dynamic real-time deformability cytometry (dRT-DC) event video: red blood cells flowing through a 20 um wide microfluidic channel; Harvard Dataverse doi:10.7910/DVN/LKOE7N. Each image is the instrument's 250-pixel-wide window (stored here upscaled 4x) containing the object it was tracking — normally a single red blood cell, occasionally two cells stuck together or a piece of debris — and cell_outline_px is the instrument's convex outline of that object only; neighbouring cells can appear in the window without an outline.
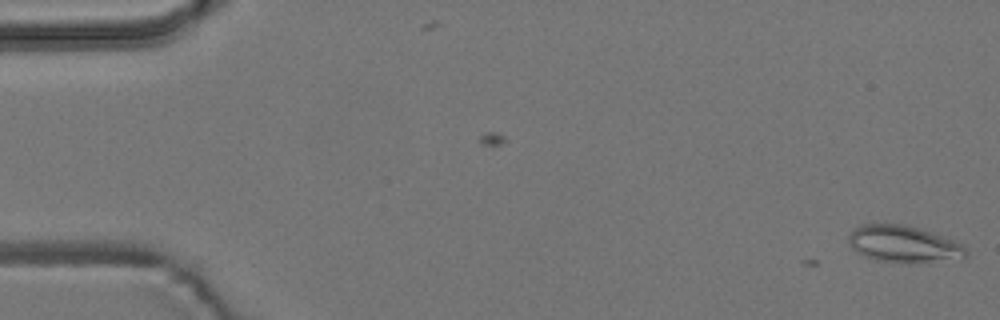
{"species": "common noctule bat (a hibernating species)", "species_latin": "Nyctalus noctula", "temperature_condition": "room temperature", "stored_images_in_passage": 2, "camera_frame_rate_fps": 3000, "um_per_image_px": 0.085, "animal": {"sex": "male", "body_mass_g": 19.2, "forearm_length_mm": 51.8}, "frame": {"image": 1, "passage_image": 2, "time_ms": 0.333, "image_size_px": [1000, 320], "cell_outline_px": [[968, 256], [964, 260], [876, 260], [864, 256], [852, 248], [848, 240], [848, 236], [856, 228], [864, 224], [904, 224], [964, 244], [968, 252]], "centroid_in_image_um": [76.83, 20.72], "position_along_channel_um": 8.2, "area_um2": 24.22}}